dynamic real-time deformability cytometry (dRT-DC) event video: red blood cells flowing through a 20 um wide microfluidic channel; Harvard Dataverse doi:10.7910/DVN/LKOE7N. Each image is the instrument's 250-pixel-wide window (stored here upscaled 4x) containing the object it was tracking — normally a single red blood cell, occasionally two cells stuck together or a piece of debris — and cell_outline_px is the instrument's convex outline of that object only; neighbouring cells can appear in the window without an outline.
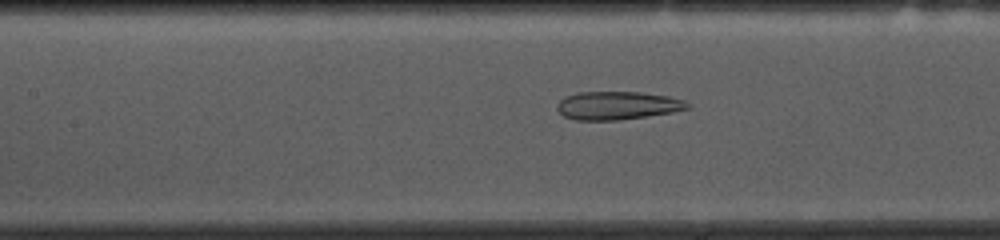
{"species": "common noctule bat (a hibernating species)", "species_latin": "Nyctalus noctula", "temperature_condition": "cold", "stored_images_in_passage": 53, "camera_frame_rate_fps": 3000, "um_per_image_px": 0.085, "animal": {"sex": "female", "body_mass_g": 10.0, "forearm_length_mm": 53.1}, "frame": {"image": 1, "passage_image": 22, "time_ms": 7.0, "image_size_px": [1000, 240], "cell_outline_px": [[688, 108], [672, 112], [648, 116], [616, 120], [576, 120], [564, 116], [556, 108], [556, 104], [564, 96], [580, 92], [640, 92], [668, 96], [684, 100], [688, 104]], "centroid_in_image_um": [52.44, 8.96], "position_along_channel_um": 155.0, "area_um2": 21.33}}
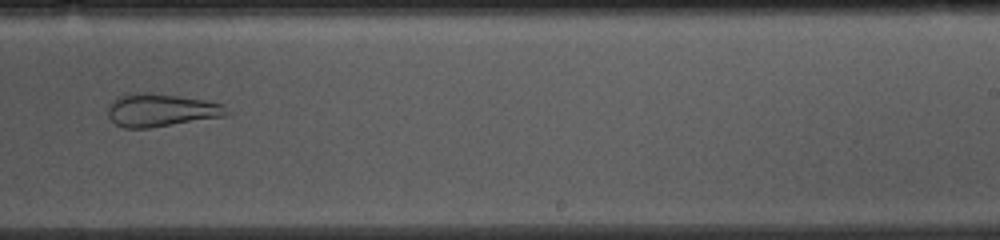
{"frame": {"image": 2, "passage_image": 32, "time_ms": 10.333, "image_size_px": [1000, 240], "cell_outline_px": [[232, 112], [224, 116], [148, 128], [124, 128], [116, 124], [108, 116], [108, 104], [116, 96], [140, 92], [152, 92], [180, 96], [204, 100], [224, 104]], "centroid_in_image_um": [13.68, 9.35], "position_along_channel_um": 275.3, "area_um2": 22.95}}
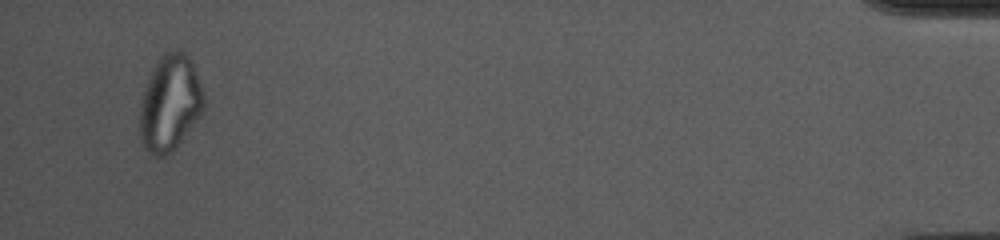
{"frame": {"image": 3, "passage_image": 51, "time_ms": 16.667, "image_size_px": [1000, 240], "cell_outline_px": [[204, 108], [176, 148], [172, 152], [164, 156], [152, 156], [144, 148], [140, 140], [140, 104], [144, 88], [160, 56], [164, 52], [184, 52], [188, 56], [192, 64], [200, 84], [204, 96]], "centroid_in_image_um": [14.42, 8.82], "position_along_channel_um": 420.8, "area_um2": 35.26}, "authors_computed_cell_mechanics": {"area_um2": 27.5128, "velocity_mm_per_s": 3.6237, "shape_relaxation_time_tau1_ms": null, "shape_relaxation_time_tau2_ms": 2.3304, "deformation_change_tau1": null, "deformation_change_tau2": 0.1068}}